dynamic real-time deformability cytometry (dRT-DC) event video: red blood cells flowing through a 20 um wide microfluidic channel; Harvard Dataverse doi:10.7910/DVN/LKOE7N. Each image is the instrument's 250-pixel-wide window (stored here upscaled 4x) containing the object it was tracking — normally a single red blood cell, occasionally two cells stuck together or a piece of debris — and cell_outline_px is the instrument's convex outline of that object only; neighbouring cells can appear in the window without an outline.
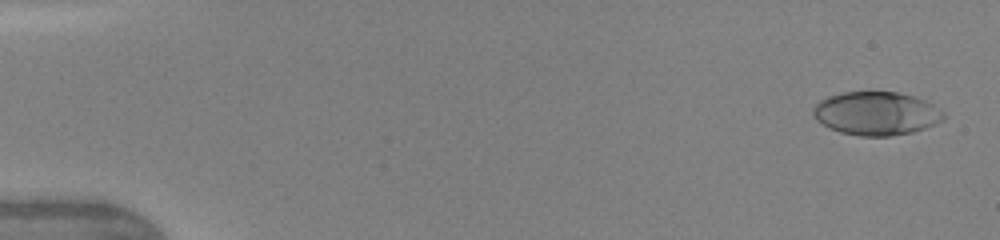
{"species": "human", "species_latin": "Homo sapiens", "temperature_condition": "warm", "stored_images_in_passage": 37, "segment_of_instrument_passage": [1, 2], "camera_frame_rate_fps": 3000, "um_per_image_px": 0.085, "donor": {"sex": "female"}, "frame": {"image": 1, "passage_image": 2, "time_ms": 0.333, "image_size_px": [1000, 240], "cell_outline_px": [[944, 120], [936, 124], [912, 132], [888, 136], [860, 136], [840, 132], [816, 120], [812, 112], [812, 108], [820, 100], [828, 96], [840, 92], [900, 92], [924, 100], [932, 104], [944, 112]], "centroid_in_image_um": [74.48, 9.63], "position_along_channel_um": 10.5, "area_um2": 32.95}}
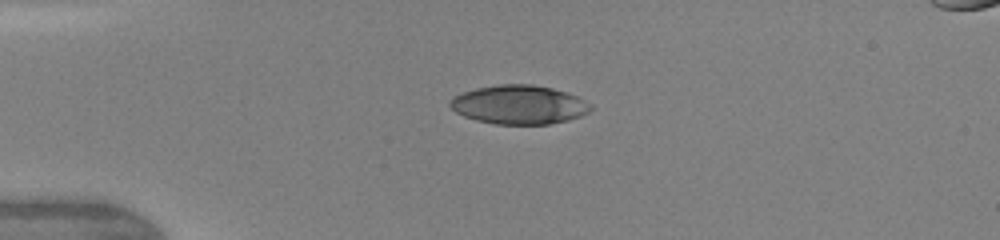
{"frame": {"image": 2, "passage_image": 12, "time_ms": 3.667, "image_size_px": [1000, 240], "cell_outline_px": [[592, 108], [588, 112], [580, 116], [568, 120], [548, 124], [496, 124], [476, 120], [464, 116], [456, 112], [448, 104], [448, 100], [452, 96], [476, 88], [500, 84], [532, 84], [552, 88], [576, 96], [592, 104]], "centroid_in_image_um": [44.09, 8.9], "position_along_channel_um": 40.9, "area_um2": 31.85}}
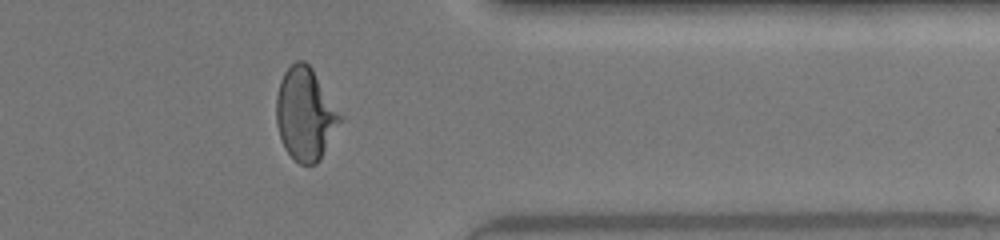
{"frame": {"image": 3, "passage_image": 33, "time_ms": 12.667, "image_size_px": [1000, 240], "cell_outline_px": [[344, 120], [320, 160], [316, 164], [300, 164], [284, 148], [276, 124], [276, 96], [280, 80], [284, 72], [296, 60], [304, 60], [312, 68], [344, 116]], "centroid_in_image_um": [25.99, 9.69], "position_along_channel_um": 385.4, "area_um2": 34.91}}